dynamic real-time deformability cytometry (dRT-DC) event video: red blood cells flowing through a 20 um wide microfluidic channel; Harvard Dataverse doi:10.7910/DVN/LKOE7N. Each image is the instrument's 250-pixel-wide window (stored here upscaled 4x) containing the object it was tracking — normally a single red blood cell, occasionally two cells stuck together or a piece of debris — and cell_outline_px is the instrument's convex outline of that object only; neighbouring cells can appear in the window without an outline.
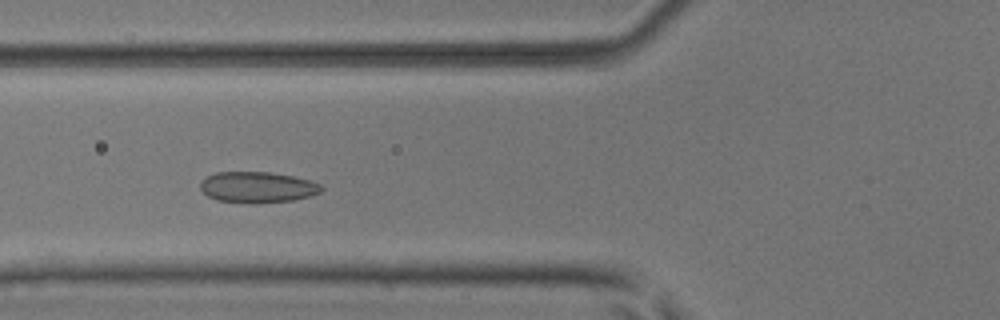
{"species": "common noctule bat (a hibernating species)", "species_latin": "Nyctalus noctula", "temperature_condition": "room temperature", "stored_images_in_passage": 47, "segment_of_instrument_passage": [1, 2], "camera_frame_rate_fps": 3000, "um_per_image_px": 0.085, "animal": {"sex": "male", "body_mass_g": 17.9, "forearm_length_mm": 54.2}, "frame": {"image": 1, "passage_image": 14, "time_ms": 4.333, "image_size_px": [1000, 320], "cell_outline_px": [[324, 188], [320, 192], [308, 196], [292, 200], [256, 204], [216, 200], [208, 196], [200, 188], [200, 180], [216, 172], [268, 172], [292, 176], [308, 180], [320, 184]], "centroid_in_image_um": [21.85, 15.92], "position_along_channel_um": 103.9, "area_um2": 21.79}}
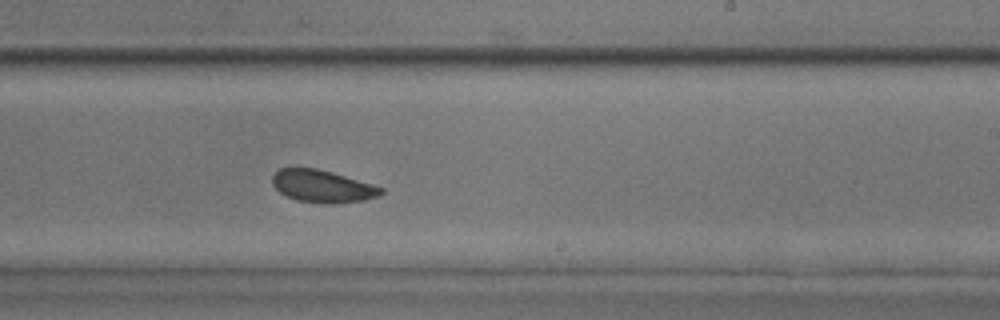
{"frame": {"image": 2, "passage_image": 26, "time_ms": 8.333, "image_size_px": [1000, 320], "cell_outline_px": [[384, 192], [380, 196], [364, 200], [332, 204], [320, 204], [296, 200], [280, 192], [272, 184], [272, 176], [280, 168], [316, 168], [332, 172], [372, 184], [384, 188]], "centroid_in_image_um": [27.42, 15.84], "position_along_channel_um": 261.6, "area_um2": 20.58}}
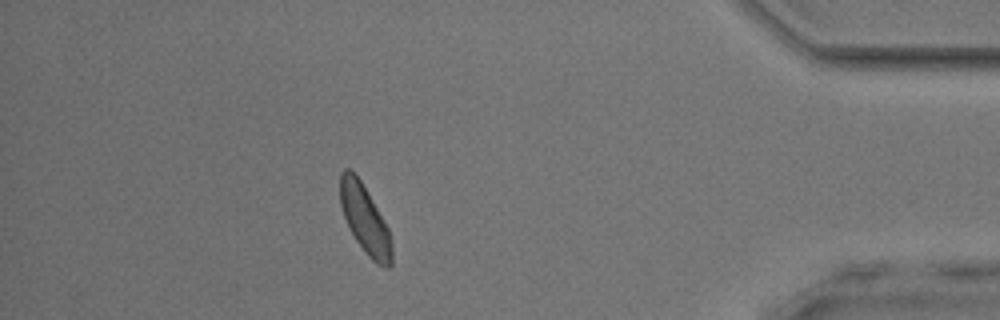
{"frame": {"image": 3, "passage_image": 40, "time_ms": 13.0, "image_size_px": [1000, 320], "cell_outline_px": [[392, 264], [388, 268], [376, 264], [364, 252], [348, 228], [340, 204], [340, 172], [344, 168], [348, 168], [360, 180], [372, 200], [388, 228], [392, 244]], "centroid_in_image_um": [31.01, 18.68], "position_along_channel_um": 404.2, "area_um2": 20.46}}